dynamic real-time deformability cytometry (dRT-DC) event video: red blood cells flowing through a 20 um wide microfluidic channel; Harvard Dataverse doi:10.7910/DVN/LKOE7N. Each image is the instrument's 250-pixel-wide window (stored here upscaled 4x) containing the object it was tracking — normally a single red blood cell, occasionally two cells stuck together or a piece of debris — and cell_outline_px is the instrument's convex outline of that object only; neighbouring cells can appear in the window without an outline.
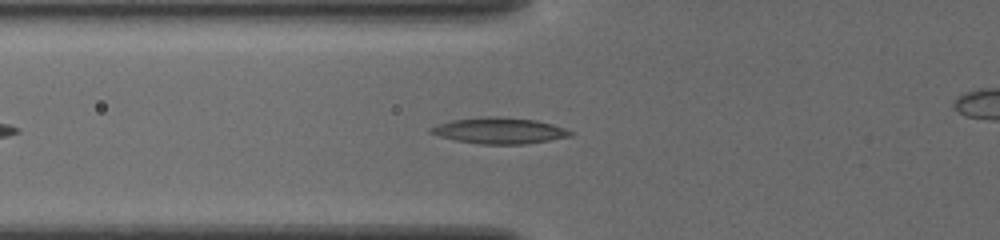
{"species": "common noctule bat (a hibernating species)", "species_latin": "Nyctalus noctula", "temperature_condition": "cold", "stored_images_in_passage": 37, "camera_frame_rate_fps": 3000, "um_per_image_px": 0.085, "animal": {"sex": "female", "body_mass_g": 19.5, "forearm_length_mm": 54.1}, "frame": {"image": 1, "passage_image": 8, "time_ms": 2.333, "image_size_px": [1000, 240], "cell_outline_px": [[572, 136], [524, 144], [480, 144], [456, 140], [440, 136], [428, 132], [428, 128], [452, 120], [496, 116], [536, 120], [552, 124], [564, 128], [572, 132]], "centroid_in_image_um": [42.44, 11.11], "position_along_channel_um": 83.4, "area_um2": 20.87}}
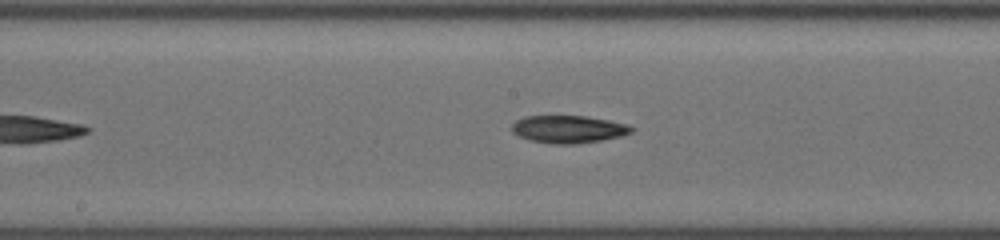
{"frame": {"image": 2, "passage_image": 17, "time_ms": 5.333, "image_size_px": [1000, 240], "cell_outline_px": [[636, 128], [632, 132], [620, 136], [600, 140], [576, 144], [552, 144], [528, 140], [512, 132], [512, 124], [516, 120], [524, 116], [584, 116], [608, 120], [628, 124]], "centroid_in_image_um": [48.31, 10.98], "position_along_channel_um": 199.9, "area_um2": 19.25}}
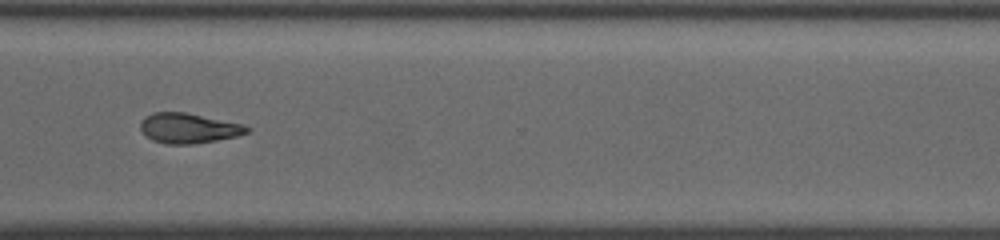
{"frame": {"image": 3, "passage_image": 29, "time_ms": 9.333, "image_size_px": [1000, 240], "cell_outline_px": [[252, 128], [248, 132], [236, 136], [216, 140], [192, 144], [164, 144], [152, 140], [140, 128], [140, 120], [156, 112], [184, 112], [240, 124]], "centroid_in_image_um": [16.0, 10.9], "position_along_channel_um": 354.6, "area_um2": 18.26}}